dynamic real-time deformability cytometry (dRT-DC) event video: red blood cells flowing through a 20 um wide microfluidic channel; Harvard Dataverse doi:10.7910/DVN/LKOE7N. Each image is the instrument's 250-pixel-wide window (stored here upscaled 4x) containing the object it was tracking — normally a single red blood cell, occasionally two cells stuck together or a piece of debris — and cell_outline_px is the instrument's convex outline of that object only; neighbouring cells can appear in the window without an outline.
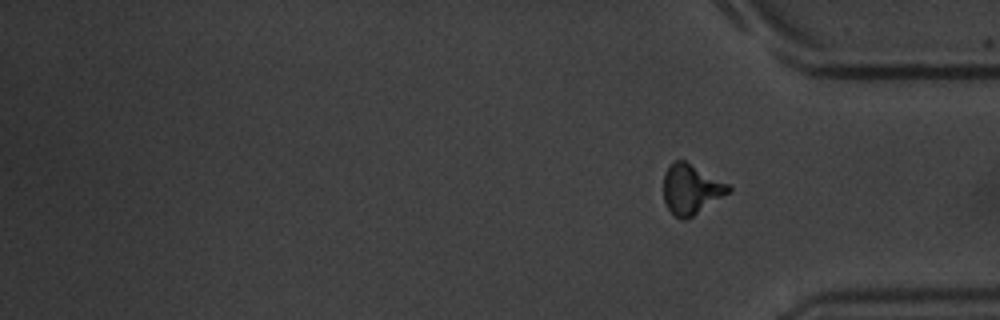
{"species": "common noctule bat (a hibernating species)", "species_latin": "Nyctalus noctula", "temperature_condition": "warm", "stored_images_in_passage": 18, "camera_frame_rate_fps": 3000, "um_per_image_px": 0.085, "animal": {"sex": "male", "body_mass_g": 20.1, "forearm_length_mm": 53.5}, "frame": {"image": 1, "passage_image": 18, "time_ms": 20.333, "image_size_px": [1000, 320], "cell_outline_px": [[732, 192], [688, 220], [680, 220], [668, 208], [664, 200], [664, 172], [676, 160], [684, 160], [728, 184], [732, 188]], "centroid_in_image_um": [58.77, 16.13], "position_along_channel_um": 376.4, "area_um2": 18.96}}